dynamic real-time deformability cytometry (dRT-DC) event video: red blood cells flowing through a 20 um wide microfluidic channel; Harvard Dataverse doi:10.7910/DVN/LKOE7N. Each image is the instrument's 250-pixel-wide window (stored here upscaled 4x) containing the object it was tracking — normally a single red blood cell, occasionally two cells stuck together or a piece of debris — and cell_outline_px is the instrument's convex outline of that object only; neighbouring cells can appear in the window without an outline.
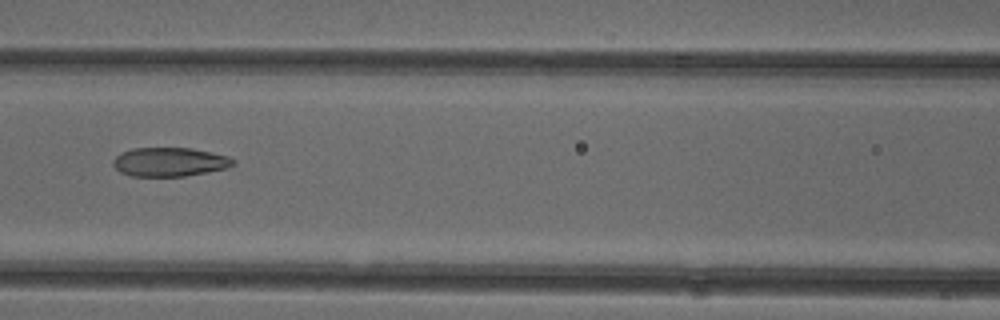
{"species": "common noctule bat (a hibernating species)", "species_latin": "Nyctalus noctula", "temperature_condition": "cold", "stored_images_in_passage": 3, "camera_frame_rate_fps": 3000, "um_per_image_px": 0.085, "animal": {"sex": "female"}, "frame": {"image": 1, "passage_image": 3, "time_ms": 0.667, "image_size_px": [1000, 320], "cell_outline_px": [[236, 164], [228, 168], [208, 172], [184, 176], [132, 176], [120, 172], [112, 164], [112, 160], [116, 156], [132, 148], [192, 148], [212, 152], [228, 156], [236, 160]], "centroid_in_image_um": [14.46, 13.76], "position_along_channel_um": 152.1, "area_um2": 20.35}}